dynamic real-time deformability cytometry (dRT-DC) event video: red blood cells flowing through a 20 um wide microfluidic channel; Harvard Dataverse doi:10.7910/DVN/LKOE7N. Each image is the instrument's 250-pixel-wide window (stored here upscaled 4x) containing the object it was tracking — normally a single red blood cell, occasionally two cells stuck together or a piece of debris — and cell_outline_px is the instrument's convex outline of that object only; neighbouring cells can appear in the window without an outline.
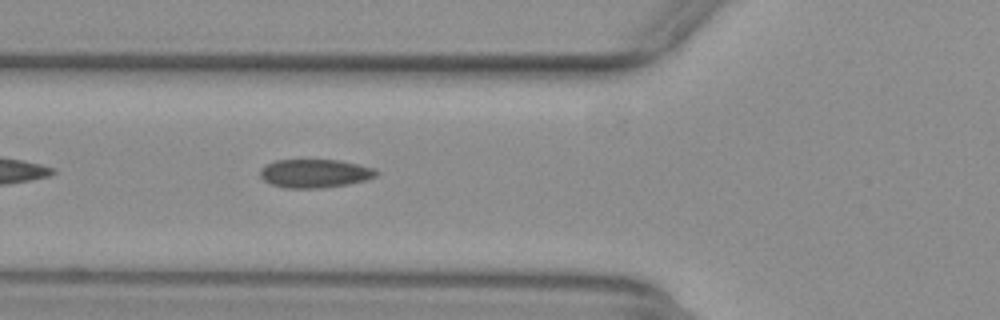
{"species": "common noctule bat (a hibernating species)", "species_latin": "Nyctalus noctula", "temperature_condition": "warm", "stored_images_in_passage": 38, "camera_frame_rate_fps": 3000, "um_per_image_px": 0.085, "animal": {"sex": "female", "body_mass_g": 29.2, "forearm_length_mm": 56.3}, "frame": {"image": 1, "passage_image": 5, "time_ms": 1.333, "image_size_px": [1000, 320], "cell_outline_px": [[380, 172], [376, 176], [368, 180], [348, 184], [320, 188], [284, 188], [272, 184], [264, 180], [260, 176], [260, 168], [276, 160], [340, 160], [376, 168]], "centroid_in_image_um": [26.81, 14.74], "position_along_channel_um": 99.0, "area_um2": 19.42}}
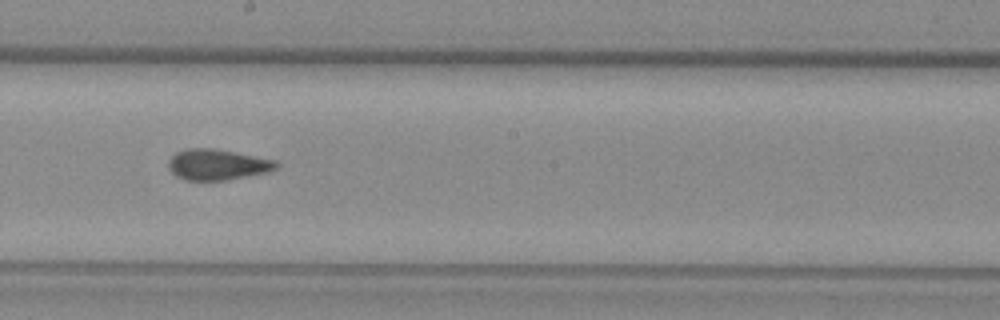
{"frame": {"image": 2, "passage_image": 15, "time_ms": 4.667, "image_size_px": [1000, 320], "cell_outline_px": [[280, 164], [276, 168], [268, 172], [228, 180], [184, 180], [176, 176], [168, 168], [168, 160], [176, 152], [188, 148], [212, 148], [276, 160]], "centroid_in_image_um": [18.47, 13.99], "position_along_channel_um": 229.7, "area_um2": 19.36}}
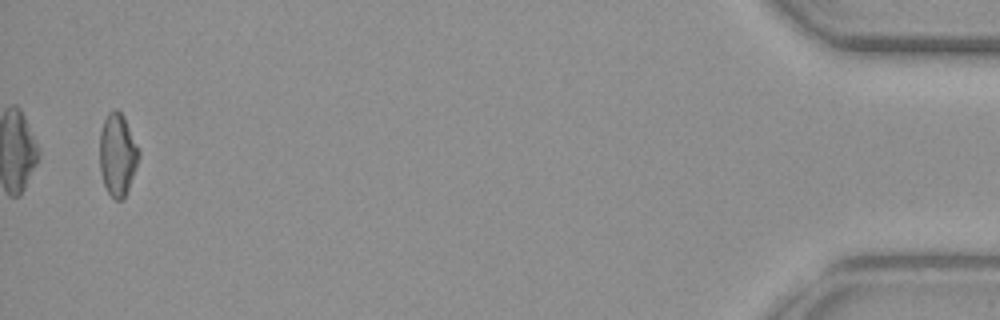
{"frame": {"image": 3, "passage_image": 37, "time_ms": 12.0, "image_size_px": [1000, 320], "cell_outline_px": [[140, 156], [128, 192], [120, 200], [116, 200], [108, 192], [104, 184], [100, 172], [100, 132], [104, 120], [108, 112], [112, 108], [116, 108], [124, 116], [140, 148]], "centroid_in_image_um": [10.01, 13.11], "position_along_channel_um": 425.2, "area_um2": 19.07}, "authors_computed_cell_mechanics": {"area_um2": 19.2763, "velocity_mm_per_s": 3.917, "shape_relaxation_time_tau1_ms": null, "shape_relaxation_time_tau2_ms": 1.772, "deformation_change_tau1": null, "deformation_change_tau2": 0.0874}}